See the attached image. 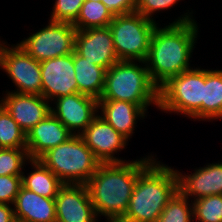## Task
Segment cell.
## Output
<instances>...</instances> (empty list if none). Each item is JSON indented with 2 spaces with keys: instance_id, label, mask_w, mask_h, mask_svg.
I'll return each mask as SVG.
<instances>
[{
  "instance_id": "1",
  "label": "cell",
  "mask_w": 222,
  "mask_h": 222,
  "mask_svg": "<svg viewBox=\"0 0 222 222\" xmlns=\"http://www.w3.org/2000/svg\"><path fill=\"white\" fill-rule=\"evenodd\" d=\"M186 11L163 28L158 24L152 34L145 63L158 88L169 78L193 68L189 61L197 43L199 25L193 11Z\"/></svg>"
},
{
  "instance_id": "2",
  "label": "cell",
  "mask_w": 222,
  "mask_h": 222,
  "mask_svg": "<svg viewBox=\"0 0 222 222\" xmlns=\"http://www.w3.org/2000/svg\"><path fill=\"white\" fill-rule=\"evenodd\" d=\"M154 159L153 154L120 163H101L85 184L97 217L119 222L127 212L139 173Z\"/></svg>"
},
{
  "instance_id": "3",
  "label": "cell",
  "mask_w": 222,
  "mask_h": 222,
  "mask_svg": "<svg viewBox=\"0 0 222 222\" xmlns=\"http://www.w3.org/2000/svg\"><path fill=\"white\" fill-rule=\"evenodd\" d=\"M177 191L176 169L154 158L139 173L127 212L119 222H156Z\"/></svg>"
},
{
  "instance_id": "4",
  "label": "cell",
  "mask_w": 222,
  "mask_h": 222,
  "mask_svg": "<svg viewBox=\"0 0 222 222\" xmlns=\"http://www.w3.org/2000/svg\"><path fill=\"white\" fill-rule=\"evenodd\" d=\"M99 100L134 103L147 113L150 105L158 108V87L152 82L145 62L119 60L106 70Z\"/></svg>"
},
{
  "instance_id": "5",
  "label": "cell",
  "mask_w": 222,
  "mask_h": 222,
  "mask_svg": "<svg viewBox=\"0 0 222 222\" xmlns=\"http://www.w3.org/2000/svg\"><path fill=\"white\" fill-rule=\"evenodd\" d=\"M39 160L63 184H86L101 165L80 135L49 149Z\"/></svg>"
},
{
  "instance_id": "6",
  "label": "cell",
  "mask_w": 222,
  "mask_h": 222,
  "mask_svg": "<svg viewBox=\"0 0 222 222\" xmlns=\"http://www.w3.org/2000/svg\"><path fill=\"white\" fill-rule=\"evenodd\" d=\"M200 68H191L171 77L158 88L159 110L201 121L204 69Z\"/></svg>"
},
{
  "instance_id": "7",
  "label": "cell",
  "mask_w": 222,
  "mask_h": 222,
  "mask_svg": "<svg viewBox=\"0 0 222 222\" xmlns=\"http://www.w3.org/2000/svg\"><path fill=\"white\" fill-rule=\"evenodd\" d=\"M158 24L136 11L114 16L109 28L118 60L145 62Z\"/></svg>"
},
{
  "instance_id": "8",
  "label": "cell",
  "mask_w": 222,
  "mask_h": 222,
  "mask_svg": "<svg viewBox=\"0 0 222 222\" xmlns=\"http://www.w3.org/2000/svg\"><path fill=\"white\" fill-rule=\"evenodd\" d=\"M77 29L69 22L49 20L39 29L17 44L38 62L74 52Z\"/></svg>"
},
{
  "instance_id": "9",
  "label": "cell",
  "mask_w": 222,
  "mask_h": 222,
  "mask_svg": "<svg viewBox=\"0 0 222 222\" xmlns=\"http://www.w3.org/2000/svg\"><path fill=\"white\" fill-rule=\"evenodd\" d=\"M0 70L15 84L19 94L41 95L42 80L40 62L30 56L18 44H5L1 52Z\"/></svg>"
},
{
  "instance_id": "10",
  "label": "cell",
  "mask_w": 222,
  "mask_h": 222,
  "mask_svg": "<svg viewBox=\"0 0 222 222\" xmlns=\"http://www.w3.org/2000/svg\"><path fill=\"white\" fill-rule=\"evenodd\" d=\"M50 107L51 113L73 134L81 135L99 114L98 100L94 97L74 93L59 97Z\"/></svg>"
},
{
  "instance_id": "11",
  "label": "cell",
  "mask_w": 222,
  "mask_h": 222,
  "mask_svg": "<svg viewBox=\"0 0 222 222\" xmlns=\"http://www.w3.org/2000/svg\"><path fill=\"white\" fill-rule=\"evenodd\" d=\"M42 88L41 95L49 102L78 93L75 80L74 52L40 62Z\"/></svg>"
},
{
  "instance_id": "12",
  "label": "cell",
  "mask_w": 222,
  "mask_h": 222,
  "mask_svg": "<svg viewBox=\"0 0 222 222\" xmlns=\"http://www.w3.org/2000/svg\"><path fill=\"white\" fill-rule=\"evenodd\" d=\"M80 136L100 163H120L127 161L123 160V158H117L115 154L117 155L118 152L125 149L129 141L99 114Z\"/></svg>"
},
{
  "instance_id": "13",
  "label": "cell",
  "mask_w": 222,
  "mask_h": 222,
  "mask_svg": "<svg viewBox=\"0 0 222 222\" xmlns=\"http://www.w3.org/2000/svg\"><path fill=\"white\" fill-rule=\"evenodd\" d=\"M74 50L105 70L119 61L109 26L77 30Z\"/></svg>"
},
{
  "instance_id": "14",
  "label": "cell",
  "mask_w": 222,
  "mask_h": 222,
  "mask_svg": "<svg viewBox=\"0 0 222 222\" xmlns=\"http://www.w3.org/2000/svg\"><path fill=\"white\" fill-rule=\"evenodd\" d=\"M56 222H98L86 185L63 184L55 197Z\"/></svg>"
},
{
  "instance_id": "15",
  "label": "cell",
  "mask_w": 222,
  "mask_h": 222,
  "mask_svg": "<svg viewBox=\"0 0 222 222\" xmlns=\"http://www.w3.org/2000/svg\"><path fill=\"white\" fill-rule=\"evenodd\" d=\"M5 94L0 98V104L25 133L51 112L50 102L42 95L19 94L8 90Z\"/></svg>"
},
{
  "instance_id": "16",
  "label": "cell",
  "mask_w": 222,
  "mask_h": 222,
  "mask_svg": "<svg viewBox=\"0 0 222 222\" xmlns=\"http://www.w3.org/2000/svg\"><path fill=\"white\" fill-rule=\"evenodd\" d=\"M187 175L176 170L178 190L191 201L199 198L222 195V162L209 163ZM189 174V175H188Z\"/></svg>"
},
{
  "instance_id": "17",
  "label": "cell",
  "mask_w": 222,
  "mask_h": 222,
  "mask_svg": "<svg viewBox=\"0 0 222 222\" xmlns=\"http://www.w3.org/2000/svg\"><path fill=\"white\" fill-rule=\"evenodd\" d=\"M73 134L51 112L26 133V149L30 159H39Z\"/></svg>"
},
{
  "instance_id": "18",
  "label": "cell",
  "mask_w": 222,
  "mask_h": 222,
  "mask_svg": "<svg viewBox=\"0 0 222 222\" xmlns=\"http://www.w3.org/2000/svg\"><path fill=\"white\" fill-rule=\"evenodd\" d=\"M98 110L100 116L127 140L135 133L137 120L147 117L140 106L126 101L98 100Z\"/></svg>"
},
{
  "instance_id": "19",
  "label": "cell",
  "mask_w": 222,
  "mask_h": 222,
  "mask_svg": "<svg viewBox=\"0 0 222 222\" xmlns=\"http://www.w3.org/2000/svg\"><path fill=\"white\" fill-rule=\"evenodd\" d=\"M15 219L21 222H56L55 198H47L23 186L13 204Z\"/></svg>"
},
{
  "instance_id": "20",
  "label": "cell",
  "mask_w": 222,
  "mask_h": 222,
  "mask_svg": "<svg viewBox=\"0 0 222 222\" xmlns=\"http://www.w3.org/2000/svg\"><path fill=\"white\" fill-rule=\"evenodd\" d=\"M75 80L78 84V92L100 99L105 81L106 70L84 57L74 50Z\"/></svg>"
},
{
  "instance_id": "21",
  "label": "cell",
  "mask_w": 222,
  "mask_h": 222,
  "mask_svg": "<svg viewBox=\"0 0 222 222\" xmlns=\"http://www.w3.org/2000/svg\"><path fill=\"white\" fill-rule=\"evenodd\" d=\"M27 163L34 170L27 173V176L23 172L22 186L40 196L55 198L63 183L39 159H30Z\"/></svg>"
},
{
  "instance_id": "22",
  "label": "cell",
  "mask_w": 222,
  "mask_h": 222,
  "mask_svg": "<svg viewBox=\"0 0 222 222\" xmlns=\"http://www.w3.org/2000/svg\"><path fill=\"white\" fill-rule=\"evenodd\" d=\"M222 119V70L204 69L201 121Z\"/></svg>"
},
{
  "instance_id": "23",
  "label": "cell",
  "mask_w": 222,
  "mask_h": 222,
  "mask_svg": "<svg viewBox=\"0 0 222 222\" xmlns=\"http://www.w3.org/2000/svg\"><path fill=\"white\" fill-rule=\"evenodd\" d=\"M114 15L101 1L85 0L72 25L77 30L109 26Z\"/></svg>"
},
{
  "instance_id": "24",
  "label": "cell",
  "mask_w": 222,
  "mask_h": 222,
  "mask_svg": "<svg viewBox=\"0 0 222 222\" xmlns=\"http://www.w3.org/2000/svg\"><path fill=\"white\" fill-rule=\"evenodd\" d=\"M0 148H26V133L1 104Z\"/></svg>"
},
{
  "instance_id": "25",
  "label": "cell",
  "mask_w": 222,
  "mask_h": 222,
  "mask_svg": "<svg viewBox=\"0 0 222 222\" xmlns=\"http://www.w3.org/2000/svg\"><path fill=\"white\" fill-rule=\"evenodd\" d=\"M192 201L179 190L169 200L156 222H193Z\"/></svg>"
},
{
  "instance_id": "26",
  "label": "cell",
  "mask_w": 222,
  "mask_h": 222,
  "mask_svg": "<svg viewBox=\"0 0 222 222\" xmlns=\"http://www.w3.org/2000/svg\"><path fill=\"white\" fill-rule=\"evenodd\" d=\"M195 222H222V195L192 201Z\"/></svg>"
},
{
  "instance_id": "27",
  "label": "cell",
  "mask_w": 222,
  "mask_h": 222,
  "mask_svg": "<svg viewBox=\"0 0 222 222\" xmlns=\"http://www.w3.org/2000/svg\"><path fill=\"white\" fill-rule=\"evenodd\" d=\"M29 160L26 148H0V176L22 175Z\"/></svg>"
},
{
  "instance_id": "28",
  "label": "cell",
  "mask_w": 222,
  "mask_h": 222,
  "mask_svg": "<svg viewBox=\"0 0 222 222\" xmlns=\"http://www.w3.org/2000/svg\"><path fill=\"white\" fill-rule=\"evenodd\" d=\"M85 0H55L51 11V21L73 23Z\"/></svg>"
},
{
  "instance_id": "29",
  "label": "cell",
  "mask_w": 222,
  "mask_h": 222,
  "mask_svg": "<svg viewBox=\"0 0 222 222\" xmlns=\"http://www.w3.org/2000/svg\"><path fill=\"white\" fill-rule=\"evenodd\" d=\"M22 186V175L0 176V203L13 205Z\"/></svg>"
},
{
  "instance_id": "30",
  "label": "cell",
  "mask_w": 222,
  "mask_h": 222,
  "mask_svg": "<svg viewBox=\"0 0 222 222\" xmlns=\"http://www.w3.org/2000/svg\"><path fill=\"white\" fill-rule=\"evenodd\" d=\"M178 1L181 0H136L135 11L156 22V19L153 18L155 13L171 9Z\"/></svg>"
},
{
  "instance_id": "31",
  "label": "cell",
  "mask_w": 222,
  "mask_h": 222,
  "mask_svg": "<svg viewBox=\"0 0 222 222\" xmlns=\"http://www.w3.org/2000/svg\"><path fill=\"white\" fill-rule=\"evenodd\" d=\"M107 9L114 15L135 12L136 0H101Z\"/></svg>"
},
{
  "instance_id": "32",
  "label": "cell",
  "mask_w": 222,
  "mask_h": 222,
  "mask_svg": "<svg viewBox=\"0 0 222 222\" xmlns=\"http://www.w3.org/2000/svg\"><path fill=\"white\" fill-rule=\"evenodd\" d=\"M13 205L0 203V222L15 221Z\"/></svg>"
},
{
  "instance_id": "33",
  "label": "cell",
  "mask_w": 222,
  "mask_h": 222,
  "mask_svg": "<svg viewBox=\"0 0 222 222\" xmlns=\"http://www.w3.org/2000/svg\"><path fill=\"white\" fill-rule=\"evenodd\" d=\"M1 40L2 39H0V65H1V52H2L4 45L7 43V42L1 41Z\"/></svg>"
}]
</instances>
